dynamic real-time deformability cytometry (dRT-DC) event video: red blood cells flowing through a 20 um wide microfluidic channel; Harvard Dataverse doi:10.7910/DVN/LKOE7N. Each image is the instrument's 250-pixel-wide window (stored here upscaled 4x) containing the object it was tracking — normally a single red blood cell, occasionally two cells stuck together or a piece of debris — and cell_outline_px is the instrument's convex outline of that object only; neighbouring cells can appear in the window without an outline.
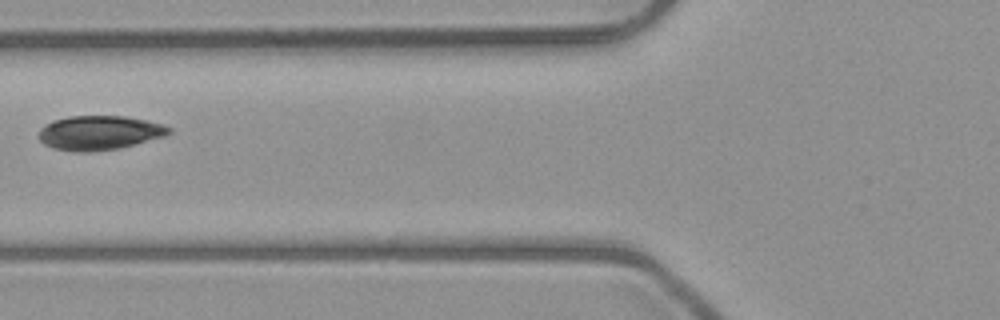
{"species": "common noctule bat (a hibernating species)", "species_latin": "Nyctalus noctula", "temperature_condition": "room temperature", "stored_images_in_passage": 7, "camera_frame_rate_fps": 3000, "um_per_image_px": 0.085, "animal": {"sex": "male", "body_mass_g": 23.1, "forearm_length_mm": 52.7}, "frame": {"image": 1, "passage_image": 7, "time_ms": 7.667, "image_size_px": [1000, 320], "cell_outline_px": [[172, 132], [164, 136], [116, 148], [92, 152], [76, 152], [52, 148], [44, 144], [40, 140], [40, 128], [44, 124], [52, 120], [68, 116], [124, 116], [148, 120], [164, 124], [172, 128]], "centroid_in_image_um": [8.43, 11.27], "position_along_channel_um": 117.4, "area_um2": 26.01}}